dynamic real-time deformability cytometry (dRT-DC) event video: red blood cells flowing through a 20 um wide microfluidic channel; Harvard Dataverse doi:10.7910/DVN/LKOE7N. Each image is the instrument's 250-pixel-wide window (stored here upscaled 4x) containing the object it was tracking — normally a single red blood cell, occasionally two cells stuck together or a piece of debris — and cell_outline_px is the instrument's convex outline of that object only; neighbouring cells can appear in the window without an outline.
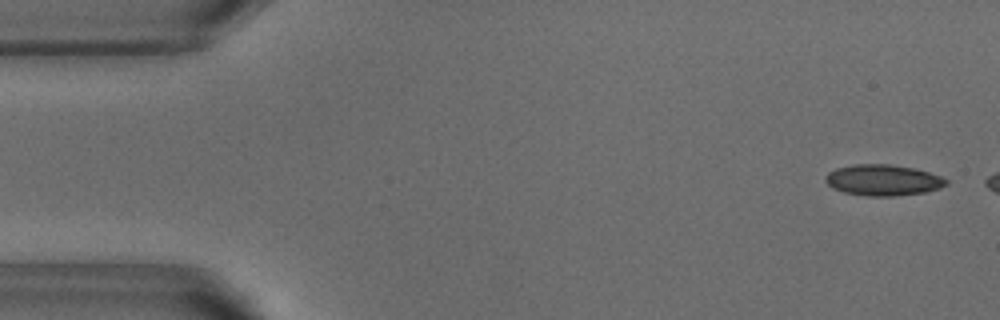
{"species": "common noctule bat (a hibernating species)", "species_latin": "Nyctalus noctula", "temperature_condition": "warm", "stored_images_in_passage": 6, "camera_frame_rate_fps": 3000, "um_per_image_px": 0.085, "animal": {"sex": "male", "body_mass_g": 18.8}, "frame": {"image": 1, "passage_image": 1, "time_ms": 0.0, "image_size_px": [1000, 320], "cell_outline_px": [[948, 184], [940, 188], [924, 192], [892, 196], [868, 196], [844, 192], [832, 188], [824, 180], [824, 176], [828, 172], [836, 168], [852, 164], [888, 164], [912, 168], [928, 172], [940, 176], [948, 180]], "centroid_in_image_um": [75.02, 15.3], "position_along_channel_um": 10.0, "area_um2": 21.79}}